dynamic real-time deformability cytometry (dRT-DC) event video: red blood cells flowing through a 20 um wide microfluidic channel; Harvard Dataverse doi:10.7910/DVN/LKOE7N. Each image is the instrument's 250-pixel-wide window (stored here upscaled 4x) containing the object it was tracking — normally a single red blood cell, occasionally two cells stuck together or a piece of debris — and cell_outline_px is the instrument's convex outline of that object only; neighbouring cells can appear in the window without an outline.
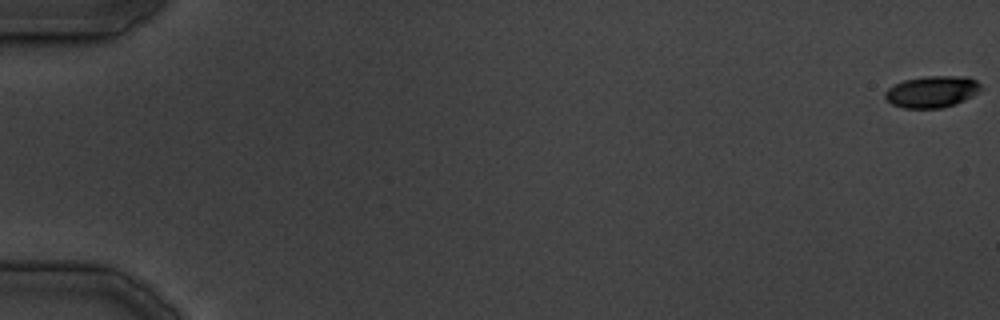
{"species": "common noctule bat (a hibernating species)", "species_latin": "Nyctalus noctula", "temperature_condition": "cold", "stored_images_in_passage": 38, "camera_frame_rate_fps": 3000, "um_per_image_px": 0.085, "animal": {"sex": "male", "body_mass_g": 19.5, "forearm_length_mm": 54.6}, "frame": {"image": 1, "passage_image": 1, "time_ms": 0.0, "image_size_px": [1000, 320], "cell_outline_px": [[984, 88], [980, 92], [956, 104], [940, 108], [904, 108], [892, 104], [884, 96], [884, 92], [888, 88], [904, 80], [924, 76], [968, 76], [976, 80]], "centroid_in_image_um": [79.26, 7.79], "position_along_channel_um": 5.7, "area_um2": 17.8}}
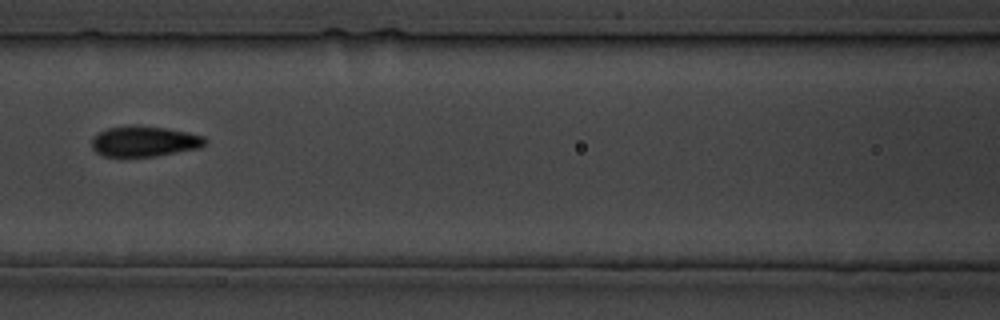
{"frame": {"image": 2, "passage_image": 17, "time_ms": 22.0, "image_size_px": [1000, 320], "cell_outline_px": [[208, 144], [200, 148], [156, 156], [104, 156], [96, 152], [92, 148], [92, 136], [108, 128], [164, 128], [188, 132], [204, 136], [208, 140]], "centroid_in_image_um": [12.33, 12.06], "position_along_channel_um": 154.3, "area_um2": 19.54}}
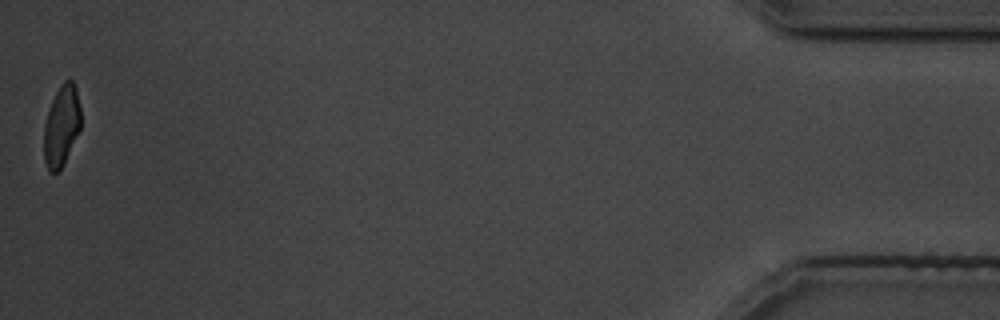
{"frame": {"image": 3, "passage_image": 38, "time_ms": 46.667, "image_size_px": [1000, 320], "cell_outline_px": [[80, 128], [64, 164], [60, 172], [48, 172], [44, 160], [44, 124], [48, 108], [60, 84], [64, 80], [72, 80], [76, 88], [80, 108]], "centroid_in_image_um": [5.21, 10.71], "position_along_channel_um": 430.0, "area_um2": 17.51}}